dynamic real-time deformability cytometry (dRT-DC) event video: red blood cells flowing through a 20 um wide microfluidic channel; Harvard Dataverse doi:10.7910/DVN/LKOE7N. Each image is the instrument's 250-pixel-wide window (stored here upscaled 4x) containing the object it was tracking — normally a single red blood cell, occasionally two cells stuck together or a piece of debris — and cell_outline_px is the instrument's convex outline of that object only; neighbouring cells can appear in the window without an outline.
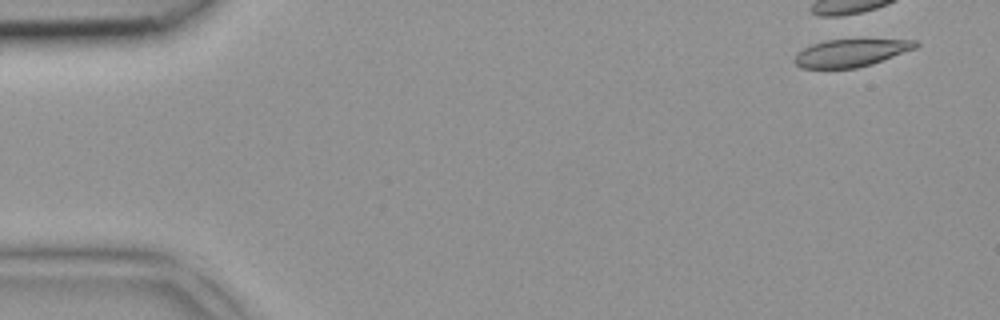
{"species": "common noctule bat (a hibernating species)", "species_latin": "Nyctalus noctula", "temperature_condition": "room temperature", "stored_images_in_passage": 5, "camera_frame_rate_fps": 3000, "um_per_image_px": 0.085, "animal": {"sex": "female", "body_mass_g": 18.4}, "frame": {"image": 1, "passage_image": 1, "time_ms": 0.0, "image_size_px": [1000, 320], "cell_outline_px": [[920, 44], [916, 48], [872, 64], [856, 68], [800, 68], [792, 60], [796, 52], [812, 44], [824, 40], [916, 40]], "centroid_in_image_um": [72.28, 4.5], "position_along_channel_um": 12.7, "area_um2": 19.36}}